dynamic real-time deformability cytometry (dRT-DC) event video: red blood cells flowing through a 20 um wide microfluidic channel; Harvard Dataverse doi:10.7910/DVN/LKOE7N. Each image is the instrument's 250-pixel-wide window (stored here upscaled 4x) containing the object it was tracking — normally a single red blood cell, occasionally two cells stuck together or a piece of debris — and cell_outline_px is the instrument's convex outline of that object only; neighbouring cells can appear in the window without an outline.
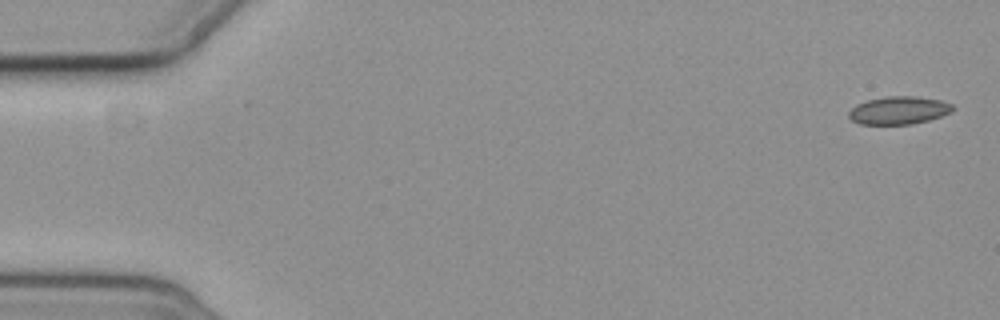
{"species": "common noctule bat (a hibernating species)", "species_latin": "Nyctalus noctula", "temperature_condition": "cold", "stored_images_in_passage": 8, "camera_frame_rate_fps": 3000, "um_per_image_px": 0.085, "animal": {"sex": "female", "body_mass_g": 19.3, "forearm_length_mm": 54.1}, "frame": {"image": 1, "passage_image": 1, "time_ms": 0.0, "image_size_px": [1000, 320], "cell_outline_px": [[956, 108], [952, 112], [928, 120], [912, 124], [860, 124], [852, 120], [848, 116], [848, 112], [856, 104], [868, 100], [884, 96], [916, 96], [940, 100], [952, 104]], "centroid_in_image_um": [76.41, 9.37], "position_along_channel_um": 8.6, "area_um2": 16.94}}
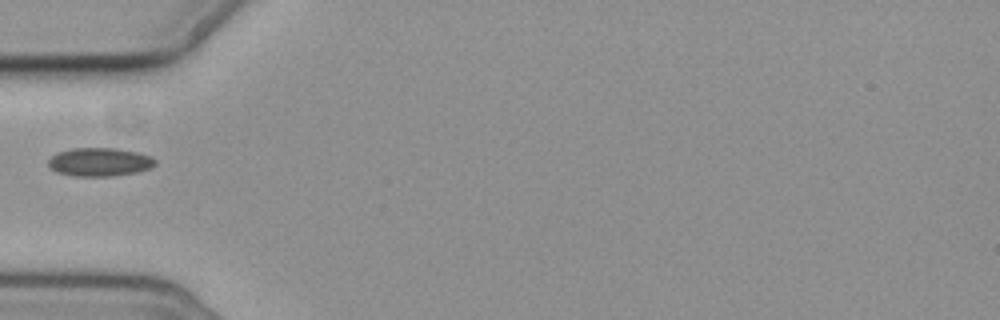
{"frame": {"image": 2, "passage_image": 6, "time_ms": 6.0, "image_size_px": [1000, 320], "cell_outline_px": [[156, 164], [152, 168], [136, 172], [112, 176], [76, 176], [56, 172], [48, 164], [48, 160], [56, 152], [72, 148], [116, 148], [136, 152], [152, 156], [156, 160]], "centroid_in_image_um": [8.48, 13.76], "position_along_channel_um": 76.5, "area_um2": 17.8}}
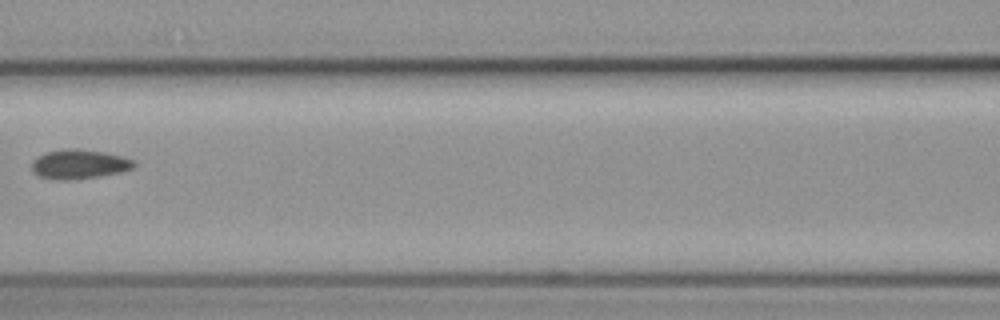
{"frame": {"image": 3, "passage_image": 8, "time_ms": 8.333, "image_size_px": [1000, 320], "cell_outline_px": [[136, 164], [132, 168], [120, 172], [100, 176], [68, 180], [56, 180], [40, 176], [32, 172], [32, 160], [48, 152], [64, 148], [80, 148], [104, 152], [124, 156], [136, 160]], "centroid_in_image_um": [6.76, 13.94], "position_along_channel_um": 159.8, "area_um2": 17.63}}